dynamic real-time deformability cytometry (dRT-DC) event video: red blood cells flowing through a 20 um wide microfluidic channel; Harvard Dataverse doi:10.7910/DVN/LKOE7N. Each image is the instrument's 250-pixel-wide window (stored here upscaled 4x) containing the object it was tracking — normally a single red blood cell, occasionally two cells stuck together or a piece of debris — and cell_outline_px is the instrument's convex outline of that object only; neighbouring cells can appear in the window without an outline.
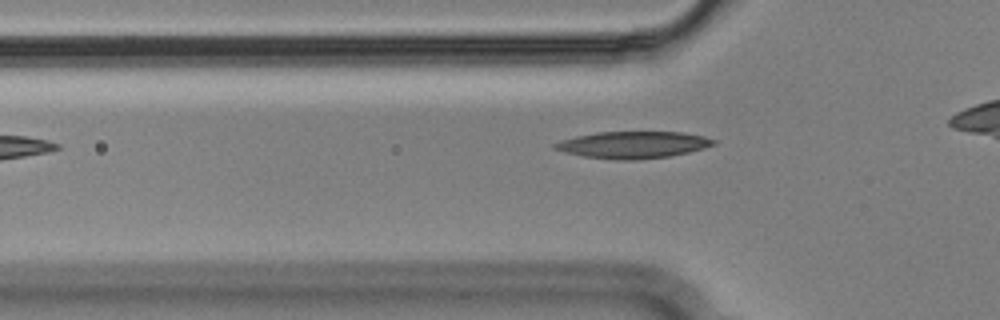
{"species": "Egyptian fruit bat (a non-hibernating species)", "species_latin": "Rousettus aegyptiacus", "temperature_condition": "cold", "stored_images_in_passage": 31, "camera_frame_rate_fps": 3000, "um_per_image_px": 0.085, "animal": {"sex": "male"}, "frame": {"image": 1, "passage_image": 4, "time_ms": 1.0, "image_size_px": [1000, 320], "cell_outline_px": [[716, 144], [704, 148], [688, 152], [668, 156], [636, 160], [620, 160], [580, 156], [564, 152], [552, 148], [552, 144], [560, 140], [576, 136], [596, 132], [684, 132], [704, 136], [716, 140]], "centroid_in_image_um": [53.78, 12.3], "position_along_channel_um": 72.0, "area_um2": 24.97}}
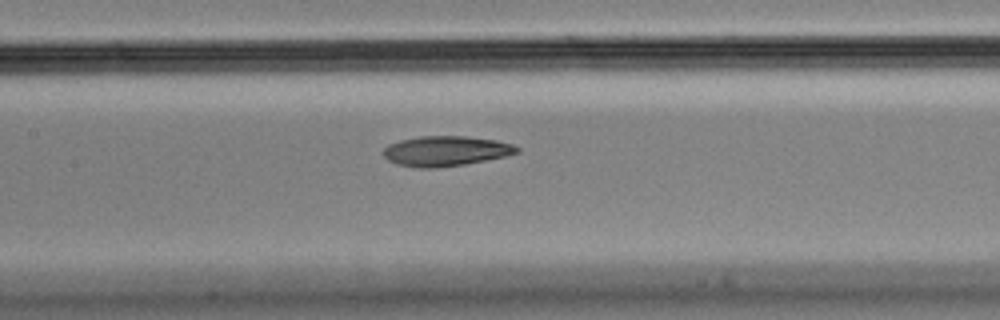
{"frame": {"image": 2, "passage_image": 12, "time_ms": 3.667, "image_size_px": [1000, 320], "cell_outline_px": [[520, 152], [504, 156], [464, 164], [436, 168], [420, 168], [396, 164], [388, 160], [380, 152], [388, 144], [400, 140], [420, 136], [464, 136], [496, 140], [512, 144], [520, 148]], "centroid_in_image_um": [37.85, 12.83], "position_along_channel_um": 169.6, "area_um2": 23.41}}
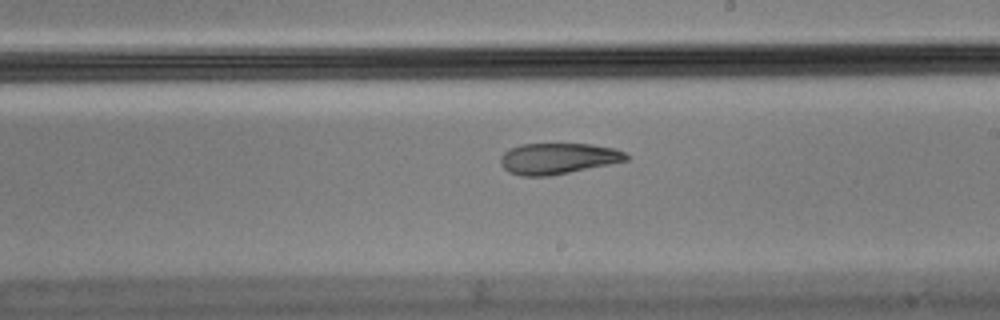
{"frame": {"image": 3, "passage_image": 18, "time_ms": 5.667, "image_size_px": [1000, 320], "cell_outline_px": [[628, 160], [548, 176], [520, 176], [508, 172], [500, 164], [500, 156], [508, 148], [520, 144], [592, 144], [616, 148], [624, 152], [628, 156]], "centroid_in_image_um": [47.37, 13.46], "position_along_channel_um": 241.6, "area_um2": 22.72}}